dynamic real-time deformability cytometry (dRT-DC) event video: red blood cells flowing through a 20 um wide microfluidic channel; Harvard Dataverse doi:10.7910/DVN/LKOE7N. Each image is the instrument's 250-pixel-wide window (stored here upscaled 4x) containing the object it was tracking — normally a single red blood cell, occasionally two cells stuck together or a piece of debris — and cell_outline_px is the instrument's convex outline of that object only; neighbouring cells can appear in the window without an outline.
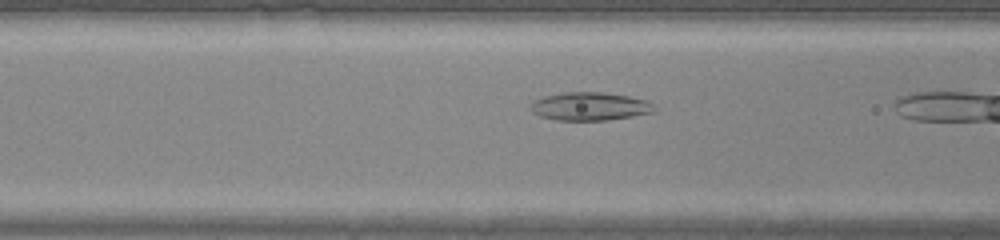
{"species": "common noctule bat (a hibernating species)", "species_latin": "Nyctalus noctula", "temperature_condition": "warm", "stored_images_in_passage": 17, "camera_frame_rate_fps": 3000, "um_per_image_px": 0.085, "animal": {"sex": "male", "body_mass_g": 20.0, "forearm_length_mm": 53.3}, "frame": {"image": 1, "passage_image": 15, "time_ms": 4.667, "image_size_px": [1000, 240], "cell_outline_px": [[656, 112], [608, 120], [556, 120], [540, 116], [532, 112], [528, 108], [528, 104], [532, 100], [544, 96], [564, 92], [604, 92], [628, 96], [648, 100], [656, 108]], "centroid_in_image_um": [50.1, 9.04], "position_along_channel_um": 116.5, "area_um2": 20.63}}